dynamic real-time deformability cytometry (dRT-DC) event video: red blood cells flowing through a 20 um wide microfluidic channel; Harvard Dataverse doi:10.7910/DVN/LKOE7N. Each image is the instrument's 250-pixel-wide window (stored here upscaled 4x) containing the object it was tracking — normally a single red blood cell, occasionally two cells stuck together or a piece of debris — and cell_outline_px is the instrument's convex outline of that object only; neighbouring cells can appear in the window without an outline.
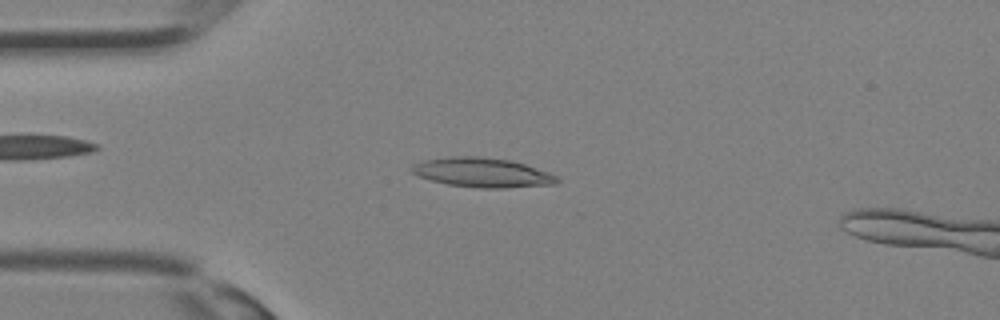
{"species": "Egyptian fruit bat (a non-hibernating species)", "species_latin": "Rousettus aegyptiacus", "temperature_condition": "room temperature", "stored_images_in_passage": 33, "camera_frame_rate_fps": 3000, "um_per_image_px": 0.085, "animal": {"sex": "female"}, "frame": {"image": 1, "passage_image": 8, "time_ms": 2.333, "image_size_px": [1000, 320], "cell_outline_px": [[560, 180], [556, 184], [504, 188], [480, 188], [448, 184], [432, 180], [420, 176], [412, 172], [408, 168], [424, 160], [448, 156], [480, 156], [512, 160], [548, 172], [556, 176]], "centroid_in_image_um": [41.0, 14.66], "position_along_channel_um": 44.0, "area_um2": 24.85}}
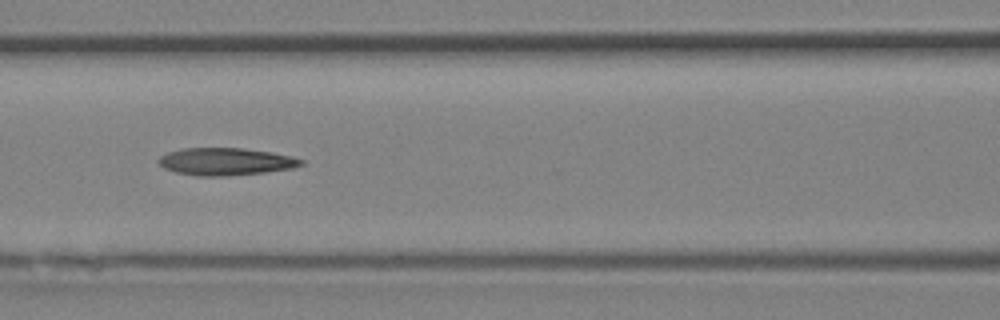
{"frame": {"image": 2, "passage_image": 14, "time_ms": 4.333, "image_size_px": [1000, 320], "cell_outline_px": [[304, 164], [292, 168], [264, 172], [224, 176], [196, 176], [176, 172], [164, 168], [156, 160], [160, 156], [168, 152], [180, 148], [240, 148], [268, 152], [292, 156], [304, 160]], "centroid_in_image_um": [19.15, 13.73], "position_along_channel_um": 147.5, "area_um2": 22.66}}
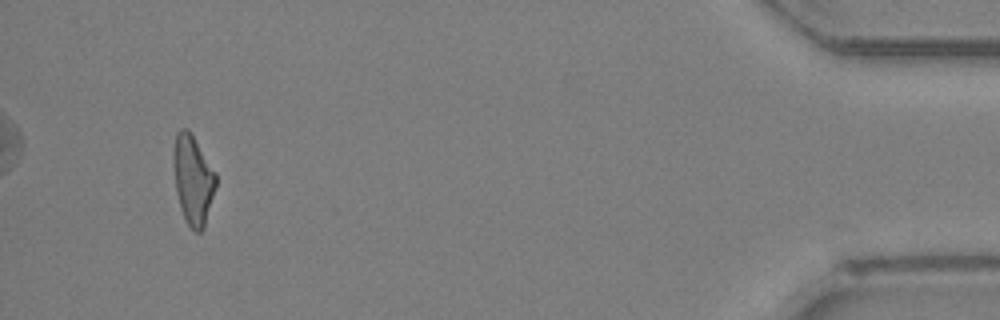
{"frame": {"image": 3, "passage_image": 31, "time_ms": 10.0, "image_size_px": [1000, 320], "cell_outline_px": [[216, 184], [204, 228], [200, 232], [196, 232], [188, 224], [180, 208], [176, 192], [172, 156], [172, 152], [176, 132], [180, 128], [188, 128], [216, 172]], "centroid_in_image_um": [16.38, 15.23], "position_along_channel_um": 418.8, "area_um2": 22.08}}